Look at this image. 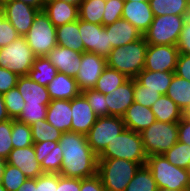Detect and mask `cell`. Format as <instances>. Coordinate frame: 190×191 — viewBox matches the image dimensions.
<instances>
[{
  "mask_svg": "<svg viewBox=\"0 0 190 191\" xmlns=\"http://www.w3.org/2000/svg\"><path fill=\"white\" fill-rule=\"evenodd\" d=\"M58 143L62 149L61 176L83 179L97 174L98 155L91 149L86 135L64 132Z\"/></svg>",
  "mask_w": 190,
  "mask_h": 191,
  "instance_id": "cell-1",
  "label": "cell"
},
{
  "mask_svg": "<svg viewBox=\"0 0 190 191\" xmlns=\"http://www.w3.org/2000/svg\"><path fill=\"white\" fill-rule=\"evenodd\" d=\"M147 47L148 43L142 36L135 42L112 48L106 58L107 66L135 79L144 69Z\"/></svg>",
  "mask_w": 190,
  "mask_h": 191,
  "instance_id": "cell-2",
  "label": "cell"
},
{
  "mask_svg": "<svg viewBox=\"0 0 190 191\" xmlns=\"http://www.w3.org/2000/svg\"><path fill=\"white\" fill-rule=\"evenodd\" d=\"M143 165L146 163L117 158H98L97 174L106 191H125L128 183Z\"/></svg>",
  "mask_w": 190,
  "mask_h": 191,
  "instance_id": "cell-3",
  "label": "cell"
},
{
  "mask_svg": "<svg viewBox=\"0 0 190 191\" xmlns=\"http://www.w3.org/2000/svg\"><path fill=\"white\" fill-rule=\"evenodd\" d=\"M147 157L140 133L127 128L98 155V158L125 159L136 163H146Z\"/></svg>",
  "mask_w": 190,
  "mask_h": 191,
  "instance_id": "cell-4",
  "label": "cell"
},
{
  "mask_svg": "<svg viewBox=\"0 0 190 191\" xmlns=\"http://www.w3.org/2000/svg\"><path fill=\"white\" fill-rule=\"evenodd\" d=\"M146 166L151 170L159 188L189 189L190 175L188 170L174 166L163 154L148 156Z\"/></svg>",
  "mask_w": 190,
  "mask_h": 191,
  "instance_id": "cell-5",
  "label": "cell"
},
{
  "mask_svg": "<svg viewBox=\"0 0 190 191\" xmlns=\"http://www.w3.org/2000/svg\"><path fill=\"white\" fill-rule=\"evenodd\" d=\"M140 135L148 156L161 155L178 142V122L156 120Z\"/></svg>",
  "mask_w": 190,
  "mask_h": 191,
  "instance_id": "cell-6",
  "label": "cell"
},
{
  "mask_svg": "<svg viewBox=\"0 0 190 191\" xmlns=\"http://www.w3.org/2000/svg\"><path fill=\"white\" fill-rule=\"evenodd\" d=\"M185 20L186 16L174 14L154 16L150 27L143 34V37L150 45L176 46Z\"/></svg>",
  "mask_w": 190,
  "mask_h": 191,
  "instance_id": "cell-7",
  "label": "cell"
},
{
  "mask_svg": "<svg viewBox=\"0 0 190 191\" xmlns=\"http://www.w3.org/2000/svg\"><path fill=\"white\" fill-rule=\"evenodd\" d=\"M36 56L27 44L25 37L0 48V67L6 68L18 76H28Z\"/></svg>",
  "mask_w": 190,
  "mask_h": 191,
  "instance_id": "cell-8",
  "label": "cell"
},
{
  "mask_svg": "<svg viewBox=\"0 0 190 191\" xmlns=\"http://www.w3.org/2000/svg\"><path fill=\"white\" fill-rule=\"evenodd\" d=\"M24 37L36 57L47 56L49 51L57 46L56 27L44 11L38 12Z\"/></svg>",
  "mask_w": 190,
  "mask_h": 191,
  "instance_id": "cell-9",
  "label": "cell"
},
{
  "mask_svg": "<svg viewBox=\"0 0 190 191\" xmlns=\"http://www.w3.org/2000/svg\"><path fill=\"white\" fill-rule=\"evenodd\" d=\"M124 129H126V127L122 117L111 115L98 117L97 121L86 135L88 144L91 149L99 155L108 143Z\"/></svg>",
  "mask_w": 190,
  "mask_h": 191,
  "instance_id": "cell-10",
  "label": "cell"
},
{
  "mask_svg": "<svg viewBox=\"0 0 190 191\" xmlns=\"http://www.w3.org/2000/svg\"><path fill=\"white\" fill-rule=\"evenodd\" d=\"M79 32L85 52L95 53L104 58L108 57L112 46L109 43L108 32L103 25L79 19Z\"/></svg>",
  "mask_w": 190,
  "mask_h": 191,
  "instance_id": "cell-11",
  "label": "cell"
},
{
  "mask_svg": "<svg viewBox=\"0 0 190 191\" xmlns=\"http://www.w3.org/2000/svg\"><path fill=\"white\" fill-rule=\"evenodd\" d=\"M38 12V9L19 0H7L3 3L2 13L21 37L28 33Z\"/></svg>",
  "mask_w": 190,
  "mask_h": 191,
  "instance_id": "cell-12",
  "label": "cell"
},
{
  "mask_svg": "<svg viewBox=\"0 0 190 191\" xmlns=\"http://www.w3.org/2000/svg\"><path fill=\"white\" fill-rule=\"evenodd\" d=\"M106 66V58L91 52L81 53L80 68L75 77L80 91L93 89Z\"/></svg>",
  "mask_w": 190,
  "mask_h": 191,
  "instance_id": "cell-13",
  "label": "cell"
},
{
  "mask_svg": "<svg viewBox=\"0 0 190 191\" xmlns=\"http://www.w3.org/2000/svg\"><path fill=\"white\" fill-rule=\"evenodd\" d=\"M178 55L177 46L148 44L144 70L174 72Z\"/></svg>",
  "mask_w": 190,
  "mask_h": 191,
  "instance_id": "cell-14",
  "label": "cell"
},
{
  "mask_svg": "<svg viewBox=\"0 0 190 191\" xmlns=\"http://www.w3.org/2000/svg\"><path fill=\"white\" fill-rule=\"evenodd\" d=\"M71 110V132L87 135L97 121L98 116L82 94L71 99Z\"/></svg>",
  "mask_w": 190,
  "mask_h": 191,
  "instance_id": "cell-15",
  "label": "cell"
},
{
  "mask_svg": "<svg viewBox=\"0 0 190 191\" xmlns=\"http://www.w3.org/2000/svg\"><path fill=\"white\" fill-rule=\"evenodd\" d=\"M35 156L43 173H60L62 164V149L58 141L34 143Z\"/></svg>",
  "mask_w": 190,
  "mask_h": 191,
  "instance_id": "cell-16",
  "label": "cell"
},
{
  "mask_svg": "<svg viewBox=\"0 0 190 191\" xmlns=\"http://www.w3.org/2000/svg\"><path fill=\"white\" fill-rule=\"evenodd\" d=\"M108 116L123 117L134 102V79H128L110 94H105Z\"/></svg>",
  "mask_w": 190,
  "mask_h": 191,
  "instance_id": "cell-17",
  "label": "cell"
},
{
  "mask_svg": "<svg viewBox=\"0 0 190 191\" xmlns=\"http://www.w3.org/2000/svg\"><path fill=\"white\" fill-rule=\"evenodd\" d=\"M122 19L129 21L143 35L154 19L149 1H125Z\"/></svg>",
  "mask_w": 190,
  "mask_h": 191,
  "instance_id": "cell-18",
  "label": "cell"
},
{
  "mask_svg": "<svg viewBox=\"0 0 190 191\" xmlns=\"http://www.w3.org/2000/svg\"><path fill=\"white\" fill-rule=\"evenodd\" d=\"M6 163L18 167L28 178H37L43 174L40 163L36 159L33 145L13 149L6 159Z\"/></svg>",
  "mask_w": 190,
  "mask_h": 191,
  "instance_id": "cell-19",
  "label": "cell"
},
{
  "mask_svg": "<svg viewBox=\"0 0 190 191\" xmlns=\"http://www.w3.org/2000/svg\"><path fill=\"white\" fill-rule=\"evenodd\" d=\"M58 72L76 77L81 64V53L62 46H55L46 56Z\"/></svg>",
  "mask_w": 190,
  "mask_h": 191,
  "instance_id": "cell-20",
  "label": "cell"
},
{
  "mask_svg": "<svg viewBox=\"0 0 190 191\" xmlns=\"http://www.w3.org/2000/svg\"><path fill=\"white\" fill-rule=\"evenodd\" d=\"M104 28L108 32L112 48L135 42L143 36L129 21L122 18Z\"/></svg>",
  "mask_w": 190,
  "mask_h": 191,
  "instance_id": "cell-21",
  "label": "cell"
},
{
  "mask_svg": "<svg viewBox=\"0 0 190 191\" xmlns=\"http://www.w3.org/2000/svg\"><path fill=\"white\" fill-rule=\"evenodd\" d=\"M43 11L56 28L79 18L77 6L60 0H46Z\"/></svg>",
  "mask_w": 190,
  "mask_h": 191,
  "instance_id": "cell-22",
  "label": "cell"
},
{
  "mask_svg": "<svg viewBox=\"0 0 190 191\" xmlns=\"http://www.w3.org/2000/svg\"><path fill=\"white\" fill-rule=\"evenodd\" d=\"M46 120L62 133L71 131V100H51L47 108Z\"/></svg>",
  "mask_w": 190,
  "mask_h": 191,
  "instance_id": "cell-23",
  "label": "cell"
},
{
  "mask_svg": "<svg viewBox=\"0 0 190 191\" xmlns=\"http://www.w3.org/2000/svg\"><path fill=\"white\" fill-rule=\"evenodd\" d=\"M125 127L137 133H141L156 121L154 113L137 102H133L122 117Z\"/></svg>",
  "mask_w": 190,
  "mask_h": 191,
  "instance_id": "cell-24",
  "label": "cell"
},
{
  "mask_svg": "<svg viewBox=\"0 0 190 191\" xmlns=\"http://www.w3.org/2000/svg\"><path fill=\"white\" fill-rule=\"evenodd\" d=\"M51 100H71L81 94L75 77L58 72L47 86Z\"/></svg>",
  "mask_w": 190,
  "mask_h": 191,
  "instance_id": "cell-25",
  "label": "cell"
},
{
  "mask_svg": "<svg viewBox=\"0 0 190 191\" xmlns=\"http://www.w3.org/2000/svg\"><path fill=\"white\" fill-rule=\"evenodd\" d=\"M16 88L21 93L25 103L49 104L51 102L47 87L34 82L29 76H19Z\"/></svg>",
  "mask_w": 190,
  "mask_h": 191,
  "instance_id": "cell-26",
  "label": "cell"
},
{
  "mask_svg": "<svg viewBox=\"0 0 190 191\" xmlns=\"http://www.w3.org/2000/svg\"><path fill=\"white\" fill-rule=\"evenodd\" d=\"M57 45L72 49L73 51L85 52L84 44L79 32V18L74 22L67 23L56 28Z\"/></svg>",
  "mask_w": 190,
  "mask_h": 191,
  "instance_id": "cell-27",
  "label": "cell"
},
{
  "mask_svg": "<svg viewBox=\"0 0 190 191\" xmlns=\"http://www.w3.org/2000/svg\"><path fill=\"white\" fill-rule=\"evenodd\" d=\"M174 72L142 70L135 78L146 89L158 91L166 95L169 85L173 79Z\"/></svg>",
  "mask_w": 190,
  "mask_h": 191,
  "instance_id": "cell-28",
  "label": "cell"
},
{
  "mask_svg": "<svg viewBox=\"0 0 190 191\" xmlns=\"http://www.w3.org/2000/svg\"><path fill=\"white\" fill-rule=\"evenodd\" d=\"M155 119L161 122H179L183 118V111L167 95H161L150 107Z\"/></svg>",
  "mask_w": 190,
  "mask_h": 191,
  "instance_id": "cell-29",
  "label": "cell"
},
{
  "mask_svg": "<svg viewBox=\"0 0 190 191\" xmlns=\"http://www.w3.org/2000/svg\"><path fill=\"white\" fill-rule=\"evenodd\" d=\"M166 95L170 97L182 110L190 107V81L174 74Z\"/></svg>",
  "mask_w": 190,
  "mask_h": 191,
  "instance_id": "cell-30",
  "label": "cell"
},
{
  "mask_svg": "<svg viewBox=\"0 0 190 191\" xmlns=\"http://www.w3.org/2000/svg\"><path fill=\"white\" fill-rule=\"evenodd\" d=\"M58 71L56 67L49 61L46 56L36 57L28 76L34 81L43 86L54 79Z\"/></svg>",
  "mask_w": 190,
  "mask_h": 191,
  "instance_id": "cell-31",
  "label": "cell"
},
{
  "mask_svg": "<svg viewBox=\"0 0 190 191\" xmlns=\"http://www.w3.org/2000/svg\"><path fill=\"white\" fill-rule=\"evenodd\" d=\"M149 5L154 16H186L189 7L188 0H149Z\"/></svg>",
  "mask_w": 190,
  "mask_h": 191,
  "instance_id": "cell-32",
  "label": "cell"
},
{
  "mask_svg": "<svg viewBox=\"0 0 190 191\" xmlns=\"http://www.w3.org/2000/svg\"><path fill=\"white\" fill-rule=\"evenodd\" d=\"M128 79L124 74L106 66L93 89L103 94H110Z\"/></svg>",
  "mask_w": 190,
  "mask_h": 191,
  "instance_id": "cell-33",
  "label": "cell"
},
{
  "mask_svg": "<svg viewBox=\"0 0 190 191\" xmlns=\"http://www.w3.org/2000/svg\"><path fill=\"white\" fill-rule=\"evenodd\" d=\"M106 0H83L78 8L79 19L102 25Z\"/></svg>",
  "mask_w": 190,
  "mask_h": 191,
  "instance_id": "cell-34",
  "label": "cell"
},
{
  "mask_svg": "<svg viewBox=\"0 0 190 191\" xmlns=\"http://www.w3.org/2000/svg\"><path fill=\"white\" fill-rule=\"evenodd\" d=\"M158 186L154 180L151 170L143 165L128 183L125 191H157Z\"/></svg>",
  "mask_w": 190,
  "mask_h": 191,
  "instance_id": "cell-35",
  "label": "cell"
},
{
  "mask_svg": "<svg viewBox=\"0 0 190 191\" xmlns=\"http://www.w3.org/2000/svg\"><path fill=\"white\" fill-rule=\"evenodd\" d=\"M31 133L33 143L50 141H59L62 132L56 127L52 126L46 119L38 120L34 122L31 126Z\"/></svg>",
  "mask_w": 190,
  "mask_h": 191,
  "instance_id": "cell-36",
  "label": "cell"
},
{
  "mask_svg": "<svg viewBox=\"0 0 190 191\" xmlns=\"http://www.w3.org/2000/svg\"><path fill=\"white\" fill-rule=\"evenodd\" d=\"M163 155L174 166L188 169L190 164V146L188 144L178 141L174 146L163 153Z\"/></svg>",
  "mask_w": 190,
  "mask_h": 191,
  "instance_id": "cell-37",
  "label": "cell"
},
{
  "mask_svg": "<svg viewBox=\"0 0 190 191\" xmlns=\"http://www.w3.org/2000/svg\"><path fill=\"white\" fill-rule=\"evenodd\" d=\"M11 140L13 149L24 148L33 145L31 127L26 123L12 119Z\"/></svg>",
  "mask_w": 190,
  "mask_h": 191,
  "instance_id": "cell-38",
  "label": "cell"
},
{
  "mask_svg": "<svg viewBox=\"0 0 190 191\" xmlns=\"http://www.w3.org/2000/svg\"><path fill=\"white\" fill-rule=\"evenodd\" d=\"M27 179L18 167L6 163L1 184L7 191H17Z\"/></svg>",
  "mask_w": 190,
  "mask_h": 191,
  "instance_id": "cell-39",
  "label": "cell"
},
{
  "mask_svg": "<svg viewBox=\"0 0 190 191\" xmlns=\"http://www.w3.org/2000/svg\"><path fill=\"white\" fill-rule=\"evenodd\" d=\"M49 104H28L25 103L20 116L16 119L19 122L31 126L38 120H45Z\"/></svg>",
  "mask_w": 190,
  "mask_h": 191,
  "instance_id": "cell-40",
  "label": "cell"
},
{
  "mask_svg": "<svg viewBox=\"0 0 190 191\" xmlns=\"http://www.w3.org/2000/svg\"><path fill=\"white\" fill-rule=\"evenodd\" d=\"M3 98L10 119L16 120L20 116L22 109L25 105V101L21 93L15 87L3 94Z\"/></svg>",
  "mask_w": 190,
  "mask_h": 191,
  "instance_id": "cell-41",
  "label": "cell"
},
{
  "mask_svg": "<svg viewBox=\"0 0 190 191\" xmlns=\"http://www.w3.org/2000/svg\"><path fill=\"white\" fill-rule=\"evenodd\" d=\"M81 94L86 98L87 102L98 117L108 116V106L106 105L105 94L88 89Z\"/></svg>",
  "mask_w": 190,
  "mask_h": 191,
  "instance_id": "cell-42",
  "label": "cell"
},
{
  "mask_svg": "<svg viewBox=\"0 0 190 191\" xmlns=\"http://www.w3.org/2000/svg\"><path fill=\"white\" fill-rule=\"evenodd\" d=\"M162 94L152 89H146L134 79V102L150 108Z\"/></svg>",
  "mask_w": 190,
  "mask_h": 191,
  "instance_id": "cell-43",
  "label": "cell"
},
{
  "mask_svg": "<svg viewBox=\"0 0 190 191\" xmlns=\"http://www.w3.org/2000/svg\"><path fill=\"white\" fill-rule=\"evenodd\" d=\"M124 0H106L102 25L106 26L122 18Z\"/></svg>",
  "mask_w": 190,
  "mask_h": 191,
  "instance_id": "cell-44",
  "label": "cell"
},
{
  "mask_svg": "<svg viewBox=\"0 0 190 191\" xmlns=\"http://www.w3.org/2000/svg\"><path fill=\"white\" fill-rule=\"evenodd\" d=\"M12 119L0 122V158L7 159L13 150L12 140Z\"/></svg>",
  "mask_w": 190,
  "mask_h": 191,
  "instance_id": "cell-45",
  "label": "cell"
},
{
  "mask_svg": "<svg viewBox=\"0 0 190 191\" xmlns=\"http://www.w3.org/2000/svg\"><path fill=\"white\" fill-rule=\"evenodd\" d=\"M20 35L3 13L0 14V48L18 39Z\"/></svg>",
  "mask_w": 190,
  "mask_h": 191,
  "instance_id": "cell-46",
  "label": "cell"
},
{
  "mask_svg": "<svg viewBox=\"0 0 190 191\" xmlns=\"http://www.w3.org/2000/svg\"><path fill=\"white\" fill-rule=\"evenodd\" d=\"M58 173H43L34 178V191H57Z\"/></svg>",
  "mask_w": 190,
  "mask_h": 191,
  "instance_id": "cell-47",
  "label": "cell"
},
{
  "mask_svg": "<svg viewBox=\"0 0 190 191\" xmlns=\"http://www.w3.org/2000/svg\"><path fill=\"white\" fill-rule=\"evenodd\" d=\"M18 75L6 68L0 67V94H5L17 85Z\"/></svg>",
  "mask_w": 190,
  "mask_h": 191,
  "instance_id": "cell-48",
  "label": "cell"
},
{
  "mask_svg": "<svg viewBox=\"0 0 190 191\" xmlns=\"http://www.w3.org/2000/svg\"><path fill=\"white\" fill-rule=\"evenodd\" d=\"M176 46L179 53L190 55V20H185Z\"/></svg>",
  "mask_w": 190,
  "mask_h": 191,
  "instance_id": "cell-49",
  "label": "cell"
},
{
  "mask_svg": "<svg viewBox=\"0 0 190 191\" xmlns=\"http://www.w3.org/2000/svg\"><path fill=\"white\" fill-rule=\"evenodd\" d=\"M174 74L190 81V55L179 53Z\"/></svg>",
  "mask_w": 190,
  "mask_h": 191,
  "instance_id": "cell-50",
  "label": "cell"
},
{
  "mask_svg": "<svg viewBox=\"0 0 190 191\" xmlns=\"http://www.w3.org/2000/svg\"><path fill=\"white\" fill-rule=\"evenodd\" d=\"M80 191H106L98 174L80 179Z\"/></svg>",
  "mask_w": 190,
  "mask_h": 191,
  "instance_id": "cell-51",
  "label": "cell"
},
{
  "mask_svg": "<svg viewBox=\"0 0 190 191\" xmlns=\"http://www.w3.org/2000/svg\"><path fill=\"white\" fill-rule=\"evenodd\" d=\"M57 191H80V178L64 177L58 174Z\"/></svg>",
  "mask_w": 190,
  "mask_h": 191,
  "instance_id": "cell-52",
  "label": "cell"
},
{
  "mask_svg": "<svg viewBox=\"0 0 190 191\" xmlns=\"http://www.w3.org/2000/svg\"><path fill=\"white\" fill-rule=\"evenodd\" d=\"M178 141L190 146V122L184 118L178 122Z\"/></svg>",
  "mask_w": 190,
  "mask_h": 191,
  "instance_id": "cell-53",
  "label": "cell"
},
{
  "mask_svg": "<svg viewBox=\"0 0 190 191\" xmlns=\"http://www.w3.org/2000/svg\"><path fill=\"white\" fill-rule=\"evenodd\" d=\"M27 5H30L33 8L38 9L39 11H43L46 0H19Z\"/></svg>",
  "mask_w": 190,
  "mask_h": 191,
  "instance_id": "cell-54",
  "label": "cell"
},
{
  "mask_svg": "<svg viewBox=\"0 0 190 191\" xmlns=\"http://www.w3.org/2000/svg\"><path fill=\"white\" fill-rule=\"evenodd\" d=\"M9 119H10V117H9L6 107H5L3 95L0 94V122L7 121Z\"/></svg>",
  "mask_w": 190,
  "mask_h": 191,
  "instance_id": "cell-55",
  "label": "cell"
},
{
  "mask_svg": "<svg viewBox=\"0 0 190 191\" xmlns=\"http://www.w3.org/2000/svg\"><path fill=\"white\" fill-rule=\"evenodd\" d=\"M17 191H34V178H28Z\"/></svg>",
  "mask_w": 190,
  "mask_h": 191,
  "instance_id": "cell-56",
  "label": "cell"
},
{
  "mask_svg": "<svg viewBox=\"0 0 190 191\" xmlns=\"http://www.w3.org/2000/svg\"><path fill=\"white\" fill-rule=\"evenodd\" d=\"M5 165H6V160L0 158V183H1V181H2L3 171H4Z\"/></svg>",
  "mask_w": 190,
  "mask_h": 191,
  "instance_id": "cell-57",
  "label": "cell"
},
{
  "mask_svg": "<svg viewBox=\"0 0 190 191\" xmlns=\"http://www.w3.org/2000/svg\"><path fill=\"white\" fill-rule=\"evenodd\" d=\"M60 1H64L66 3L75 5L79 8L80 4L82 3L83 0H60Z\"/></svg>",
  "mask_w": 190,
  "mask_h": 191,
  "instance_id": "cell-58",
  "label": "cell"
},
{
  "mask_svg": "<svg viewBox=\"0 0 190 191\" xmlns=\"http://www.w3.org/2000/svg\"><path fill=\"white\" fill-rule=\"evenodd\" d=\"M183 118L190 122V107L183 111Z\"/></svg>",
  "mask_w": 190,
  "mask_h": 191,
  "instance_id": "cell-59",
  "label": "cell"
},
{
  "mask_svg": "<svg viewBox=\"0 0 190 191\" xmlns=\"http://www.w3.org/2000/svg\"><path fill=\"white\" fill-rule=\"evenodd\" d=\"M157 191H188V190H173V189L159 188L158 187Z\"/></svg>",
  "mask_w": 190,
  "mask_h": 191,
  "instance_id": "cell-60",
  "label": "cell"
},
{
  "mask_svg": "<svg viewBox=\"0 0 190 191\" xmlns=\"http://www.w3.org/2000/svg\"><path fill=\"white\" fill-rule=\"evenodd\" d=\"M186 19H187V20H190V3H189L188 10H187Z\"/></svg>",
  "mask_w": 190,
  "mask_h": 191,
  "instance_id": "cell-61",
  "label": "cell"
},
{
  "mask_svg": "<svg viewBox=\"0 0 190 191\" xmlns=\"http://www.w3.org/2000/svg\"><path fill=\"white\" fill-rule=\"evenodd\" d=\"M3 10V3L0 1V14L2 13Z\"/></svg>",
  "mask_w": 190,
  "mask_h": 191,
  "instance_id": "cell-62",
  "label": "cell"
},
{
  "mask_svg": "<svg viewBox=\"0 0 190 191\" xmlns=\"http://www.w3.org/2000/svg\"><path fill=\"white\" fill-rule=\"evenodd\" d=\"M0 191H7L4 187H3V185L0 183Z\"/></svg>",
  "mask_w": 190,
  "mask_h": 191,
  "instance_id": "cell-63",
  "label": "cell"
},
{
  "mask_svg": "<svg viewBox=\"0 0 190 191\" xmlns=\"http://www.w3.org/2000/svg\"><path fill=\"white\" fill-rule=\"evenodd\" d=\"M124 1H149V0H124Z\"/></svg>",
  "mask_w": 190,
  "mask_h": 191,
  "instance_id": "cell-64",
  "label": "cell"
},
{
  "mask_svg": "<svg viewBox=\"0 0 190 191\" xmlns=\"http://www.w3.org/2000/svg\"><path fill=\"white\" fill-rule=\"evenodd\" d=\"M187 170H188V172H189V175H190V164H189V166H188V169H187Z\"/></svg>",
  "mask_w": 190,
  "mask_h": 191,
  "instance_id": "cell-65",
  "label": "cell"
}]
</instances>
